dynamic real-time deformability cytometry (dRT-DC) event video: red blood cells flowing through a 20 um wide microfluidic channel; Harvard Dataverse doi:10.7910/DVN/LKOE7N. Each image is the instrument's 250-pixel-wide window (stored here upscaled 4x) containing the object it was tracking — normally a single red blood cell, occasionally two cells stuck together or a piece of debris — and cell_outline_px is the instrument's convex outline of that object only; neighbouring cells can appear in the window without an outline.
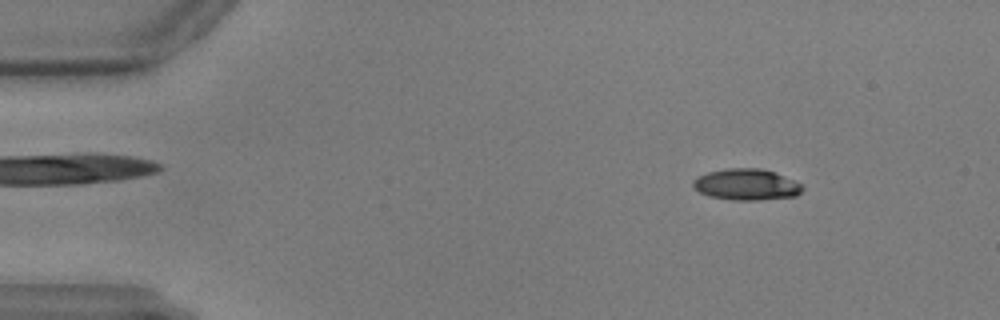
{"species": "common noctule bat (a hibernating species)", "species_latin": "Nyctalus noctula", "temperature_condition": "warm", "stored_images_in_passage": 58, "camera_frame_rate_fps": 3000, "um_per_image_px": 0.085, "animal": {"sex": "male", "body_mass_g": 17.9, "forearm_length_mm": 54.2}, "frame": {"image": 1, "passage_image": 7, "time_ms": 2.0, "image_size_px": [1000, 320], "cell_outline_px": [[804, 188], [796, 196], [760, 200], [732, 200], [708, 196], [700, 192], [692, 184], [692, 180], [696, 176], [708, 172], [728, 168], [760, 168], [776, 172], [804, 184]], "centroid_in_image_um": [63.47, 15.68], "position_along_channel_um": 21.5, "area_um2": 20.17}}
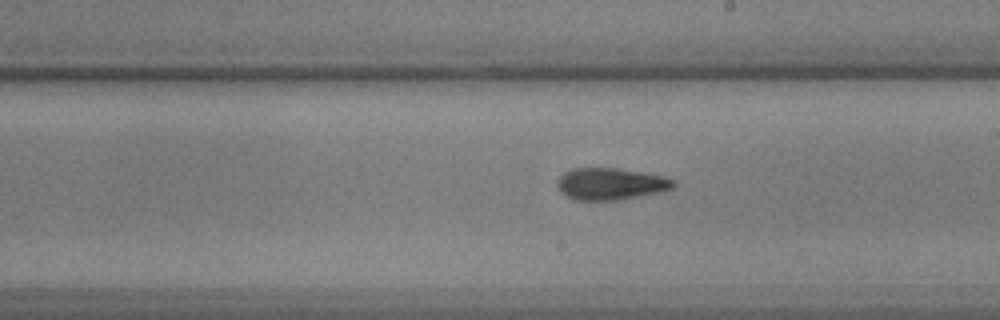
{"frame": {"image": 2, "passage_image": 33, "time_ms": 10.667, "image_size_px": [1000, 320], "cell_outline_px": [[676, 184], [672, 188], [664, 192], [616, 200], [572, 200], [564, 196], [560, 192], [556, 184], [556, 180], [564, 172], [572, 168], [620, 168], [664, 176], [676, 180]], "centroid_in_image_um": [51.9, 15.63], "position_along_channel_um": 237.1, "area_um2": 22.02}}
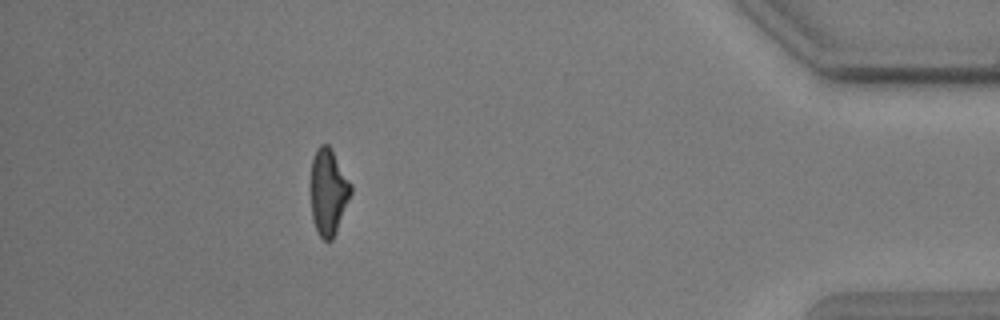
{"frame": {"image": 3, "passage_image": 52, "time_ms": 17.0, "image_size_px": [1000, 320], "cell_outline_px": [[352, 192], [336, 232], [332, 240], [328, 244], [316, 232], [312, 220], [312, 160], [316, 148], [320, 144], [328, 144], [332, 148], [352, 184]], "centroid_in_image_um": [27.93, 16.31], "position_along_channel_um": 407.3, "area_um2": 20.29}}